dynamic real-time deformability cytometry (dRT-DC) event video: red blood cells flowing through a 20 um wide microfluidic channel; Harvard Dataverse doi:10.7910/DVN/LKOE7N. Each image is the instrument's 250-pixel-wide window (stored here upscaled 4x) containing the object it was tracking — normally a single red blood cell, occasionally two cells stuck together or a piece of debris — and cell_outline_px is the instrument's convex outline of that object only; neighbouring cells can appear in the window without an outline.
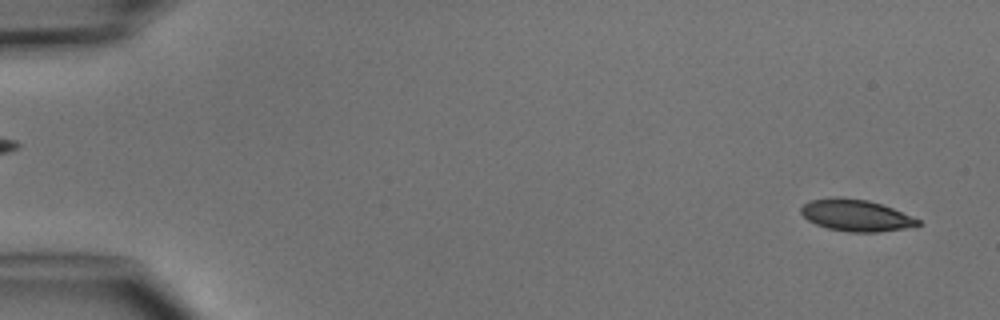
{"species": "common noctule bat (a hibernating species)", "species_latin": "Nyctalus noctula", "temperature_condition": "cold", "stored_images_in_passage": 4, "segment_of_instrument_passage": [2, 2], "camera_frame_rate_fps": 3000, "um_per_image_px": 0.085, "animal": {"sex": "male", "body_mass_g": 15.6}, "frame": {"image": 1, "passage_image": 4, "time_ms": 3.667, "image_size_px": [1000, 320], "cell_outline_px": [[920, 224], [904, 228], [876, 232], [848, 232], [828, 228], [816, 224], [808, 220], [800, 212], [800, 208], [804, 204], [812, 200], [836, 196], [840, 196], [868, 200], [892, 208], [920, 220]], "centroid_in_image_um": [72.71, 18.29], "position_along_channel_um": 12.3, "area_um2": 21.39}}